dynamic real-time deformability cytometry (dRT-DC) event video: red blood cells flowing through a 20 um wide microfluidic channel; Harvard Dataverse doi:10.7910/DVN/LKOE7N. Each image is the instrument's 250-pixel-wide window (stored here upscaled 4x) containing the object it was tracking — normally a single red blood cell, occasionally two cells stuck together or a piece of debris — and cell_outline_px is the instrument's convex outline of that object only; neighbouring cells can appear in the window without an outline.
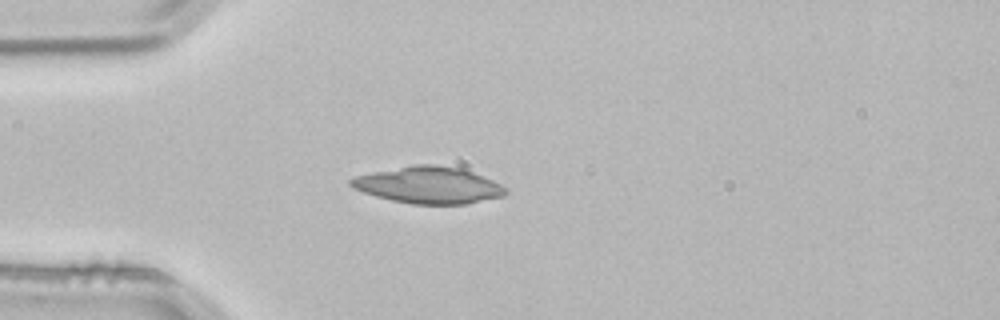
{"species": "common noctule bat (a hibernating species)", "species_latin": "Nyctalus noctula", "temperature_condition": "room temperature", "stored_images_in_passage": 3, "camera_frame_rate_fps": 3000, "um_per_image_px": 0.085, "animal": {"sex": "male", "body_mass_g": 21.5, "forearm_length_mm": 52.0}, "frame": {"image": 1, "passage_image": 3, "time_ms": 0.667, "image_size_px": [1000, 320], "cell_outline_px": [[508, 192], [504, 196], [468, 204], [412, 204], [392, 200], [376, 196], [364, 192], [348, 184], [348, 180], [352, 176], [372, 172], [416, 164], [436, 164], [460, 168], [472, 172], [492, 180], [500, 184]], "centroid_in_image_um": [36.42, 15.73], "position_along_channel_um": 48.6, "area_um2": 33.06}}